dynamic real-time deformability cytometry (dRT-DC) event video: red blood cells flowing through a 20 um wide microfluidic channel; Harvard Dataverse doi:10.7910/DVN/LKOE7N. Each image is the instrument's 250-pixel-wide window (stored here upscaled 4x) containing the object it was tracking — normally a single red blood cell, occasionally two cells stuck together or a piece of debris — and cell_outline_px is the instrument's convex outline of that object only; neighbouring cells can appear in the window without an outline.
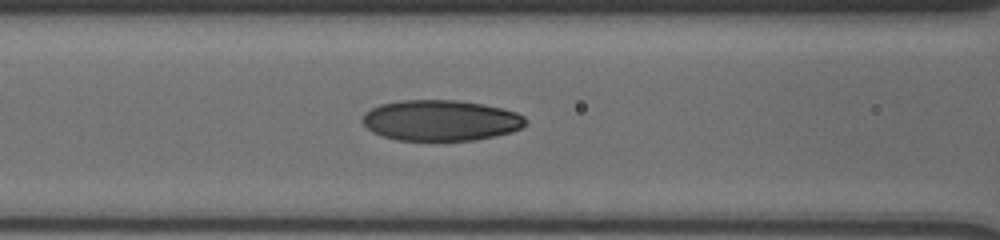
{"species": "human", "species_latin": "Homo sapiens", "temperature_condition": "cold", "stored_images_in_passage": 9, "segment_of_instrument_passage": [1, 2], "camera_frame_rate_fps": 3000, "um_per_image_px": 0.085, "donor": {"sex": "male"}, "frame": {"image": 1, "passage_image": 4, "time_ms": 2.333, "image_size_px": [1000, 240], "cell_outline_px": [[524, 124], [520, 128], [512, 132], [496, 136], [476, 140], [396, 140], [372, 132], [360, 120], [364, 112], [380, 104], [400, 100], [456, 100], [484, 104], [504, 108], [516, 112], [524, 116]], "centroid_in_image_um": [37.44, 10.23], "position_along_channel_um": 129.2, "area_um2": 38.9}}
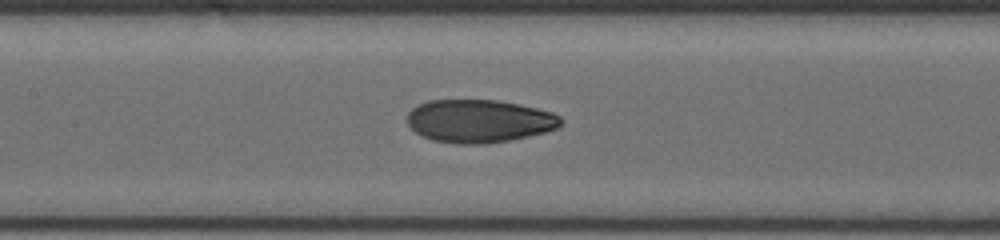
{"frame": {"image": 2, "passage_image": 7, "time_ms": 3.333, "image_size_px": [1000, 240], "cell_outline_px": [[564, 124], [556, 128], [544, 132], [528, 136], [508, 140], [484, 144], [460, 144], [432, 140], [416, 132], [404, 120], [408, 112], [416, 104], [428, 100], [496, 100], [536, 108], [552, 112], [560, 116], [564, 120]], "centroid_in_image_um": [40.7, 10.28], "position_along_channel_um": 166.7, "area_um2": 38.61}}